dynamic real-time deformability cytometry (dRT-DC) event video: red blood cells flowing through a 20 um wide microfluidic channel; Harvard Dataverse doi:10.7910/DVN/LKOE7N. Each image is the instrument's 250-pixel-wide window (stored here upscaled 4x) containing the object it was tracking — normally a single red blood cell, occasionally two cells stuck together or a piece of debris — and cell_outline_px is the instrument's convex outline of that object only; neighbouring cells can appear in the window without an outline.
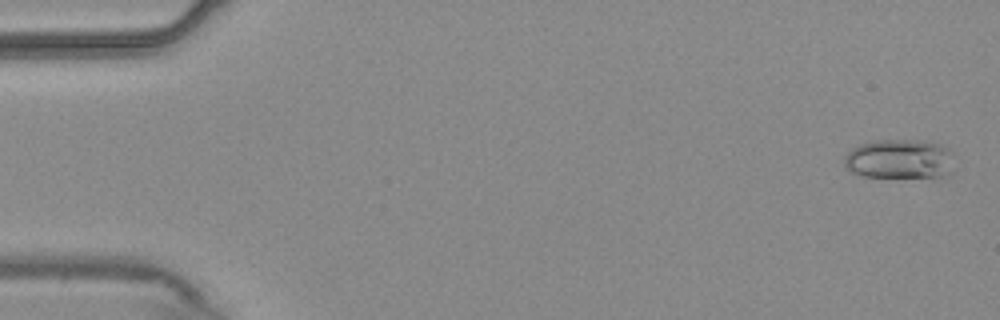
{"species": "common noctule bat (a hibernating species)", "species_latin": "Nyctalus noctula", "temperature_condition": "warm", "stored_images_in_passage": 55, "camera_frame_rate_fps": 3000, "um_per_image_px": 0.085, "animal": {"sex": "male", "body_mass_g": 20.4}, "frame": {"image": 1, "passage_image": 2, "time_ms": 0.333, "image_size_px": [1000, 320], "cell_outline_px": [[952, 172], [940, 176], [860, 176], [852, 172], [844, 164], [844, 156], [852, 148], [860, 144], [872, 140], [928, 140], [940, 144], [948, 148]], "centroid_in_image_um": [76.41, 13.49], "position_along_channel_um": 8.6, "area_um2": 25.03}}
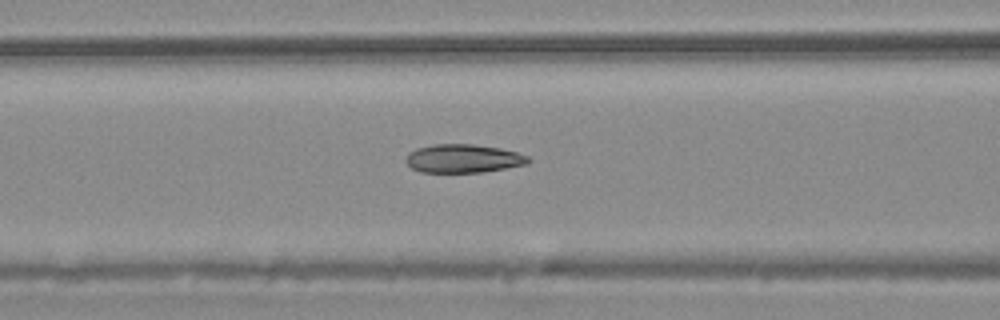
{"frame": {"image": 2, "passage_image": 23, "time_ms": 7.333, "image_size_px": [1000, 320], "cell_outline_px": [[532, 160], [528, 164], [480, 172], [420, 172], [412, 168], [404, 160], [408, 152], [416, 148], [432, 144], [472, 144], [500, 148], [516, 152], [528, 156]], "centroid_in_image_um": [39.35, 13.47], "position_along_channel_um": 127.2, "area_um2": 20.35}}
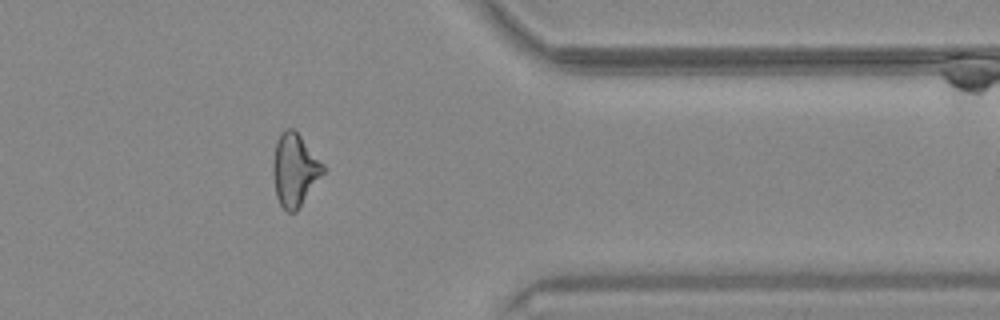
{"frame": {"image": 3, "passage_image": 45, "time_ms": 14.667, "image_size_px": [1000, 320], "cell_outline_px": [[324, 172], [296, 212], [288, 212], [280, 204], [276, 196], [272, 172], [272, 164], [276, 140], [280, 132], [284, 128], [292, 128], [300, 136], [324, 164]], "centroid_in_image_um": [25.02, 14.42], "position_along_channel_um": 386.4, "area_um2": 21.1}, "authors_computed_cell_mechanics": {"area_um2": 21.2704, "velocity_mm_per_s": 3.7246, "shape_relaxation_time_tau1_ms": 8.2084, "shape_relaxation_time_tau2_ms": 2.1719, "deformation_change_tau1": 0.188, "deformation_change_tau2": 0.0962}}